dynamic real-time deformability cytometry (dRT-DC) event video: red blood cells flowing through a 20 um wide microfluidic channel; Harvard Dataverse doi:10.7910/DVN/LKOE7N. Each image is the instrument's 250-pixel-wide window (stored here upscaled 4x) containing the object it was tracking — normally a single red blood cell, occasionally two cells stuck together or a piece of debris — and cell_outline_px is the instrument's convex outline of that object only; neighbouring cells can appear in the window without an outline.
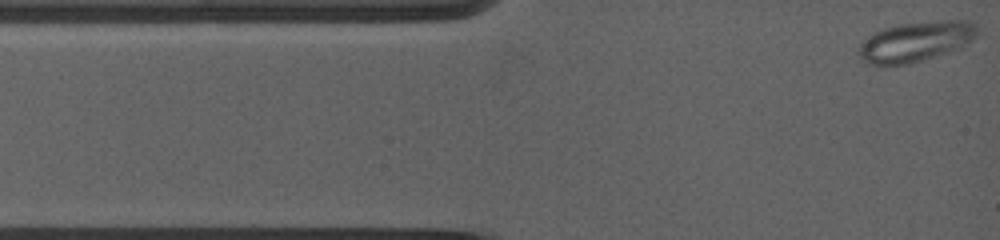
{"species": "common noctule bat (a hibernating species)", "species_latin": "Nyctalus noctula", "temperature_condition": "warm", "stored_images_in_passage": 35, "camera_frame_rate_fps": 5000, "um_per_image_px": 0.085, "animal": {"sex": "female", "body_mass_g": 19.0, "forearm_length_mm": 53.3}, "frame": {"image": 1, "passage_image": 1, "time_ms": 0.0, "image_size_px": [1000, 240], "cell_outline_px": [[968, 28], [944, 52], [908, 64], [872, 64], [864, 56], [864, 44], [876, 32], [884, 28], [900, 24], [964, 24]], "centroid_in_image_um": [77.42, 3.62], "position_along_channel_um": 7.6, "area_um2": 22.25}}
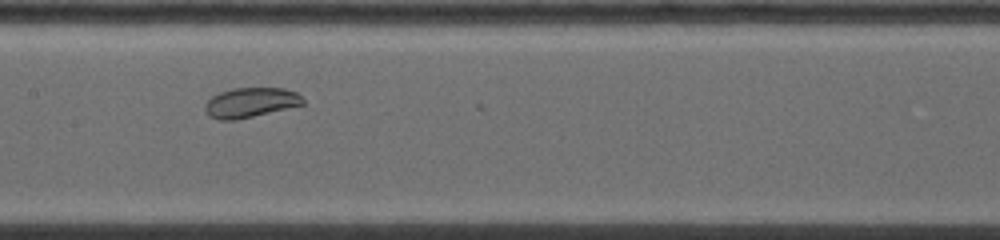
{"frame": {"image": 2, "passage_image": 17, "time_ms": 5.8, "image_size_px": [1000, 240], "cell_outline_px": [[304, 104], [252, 116], [232, 120], [224, 120], [212, 116], [204, 108], [204, 104], [212, 96], [220, 92], [236, 88], [284, 88], [296, 92], [304, 100]], "centroid_in_image_um": [21.31, 8.69], "position_along_channel_um": 186.1, "area_um2": 16.53}}
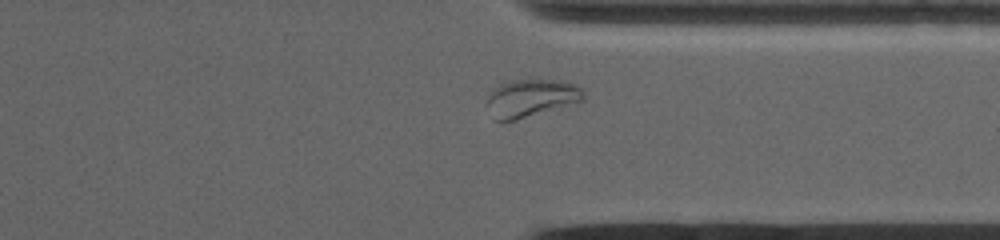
{"frame": {"image": 3, "passage_image": 29, "time_ms": 10.4, "image_size_px": [1000, 240], "cell_outline_px": [[584, 96], [580, 100], [512, 120], [496, 120], [488, 100], [488, 96], [500, 84], [520, 80], [552, 80], [572, 84], [580, 88], [584, 92]], "centroid_in_image_um": [45.13, 8.3], "position_along_channel_um": 366.3, "area_um2": 19.54}}